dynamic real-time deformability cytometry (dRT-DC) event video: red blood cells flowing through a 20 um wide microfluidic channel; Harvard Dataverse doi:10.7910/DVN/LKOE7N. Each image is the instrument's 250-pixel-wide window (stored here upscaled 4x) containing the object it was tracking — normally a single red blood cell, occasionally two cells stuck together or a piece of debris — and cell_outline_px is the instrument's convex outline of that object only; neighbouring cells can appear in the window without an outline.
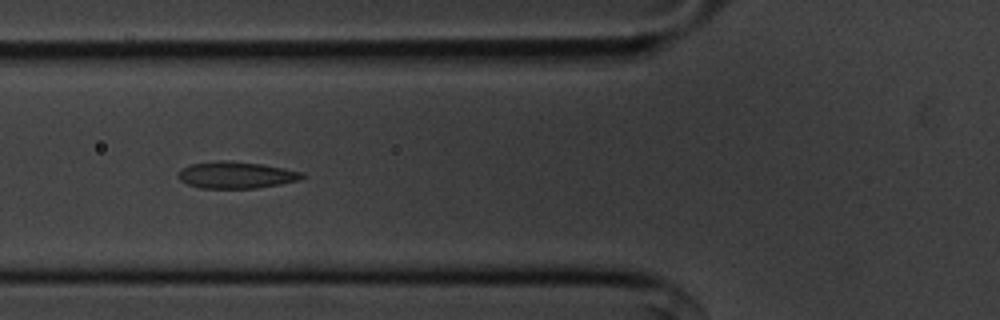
{"species": "common noctule bat (a hibernating species)", "species_latin": "Nyctalus noctula", "temperature_condition": "cold", "stored_images_in_passage": 21, "camera_frame_rate_fps": 3000, "um_per_image_px": 0.085, "animal": {"sex": "male", "body_mass_g": 20.1, "forearm_length_mm": 53.5}, "frame": {"image": 1, "passage_image": 7, "time_ms": 2.0, "image_size_px": [1000, 320], "cell_outline_px": [[308, 176], [300, 180], [280, 184], [256, 188], [200, 188], [188, 184], [180, 180], [176, 176], [188, 164], [220, 160], [228, 160], [260, 164], [284, 168], [304, 172]], "centroid_in_image_um": [20.1, 14.87], "position_along_channel_um": 105.7, "area_um2": 19.42}}
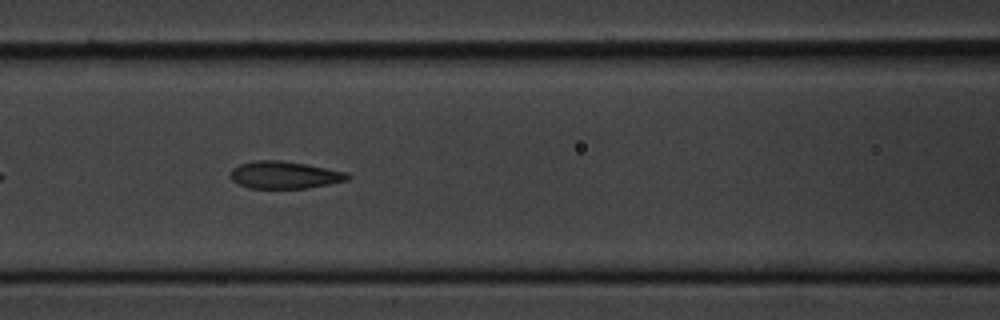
{"frame": {"image": 2, "passage_image": 10, "time_ms": 3.0, "image_size_px": [1000, 320], "cell_outline_px": [[352, 176], [348, 180], [328, 184], [304, 188], [248, 188], [232, 180], [232, 168], [240, 164], [256, 160], [280, 160], [304, 164], [348, 172]], "centroid_in_image_um": [24.21, 14.87], "position_along_channel_um": 142.4, "area_um2": 18.44}}